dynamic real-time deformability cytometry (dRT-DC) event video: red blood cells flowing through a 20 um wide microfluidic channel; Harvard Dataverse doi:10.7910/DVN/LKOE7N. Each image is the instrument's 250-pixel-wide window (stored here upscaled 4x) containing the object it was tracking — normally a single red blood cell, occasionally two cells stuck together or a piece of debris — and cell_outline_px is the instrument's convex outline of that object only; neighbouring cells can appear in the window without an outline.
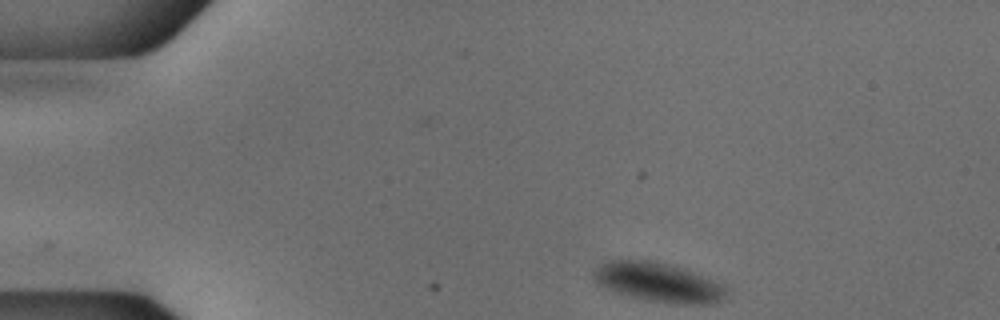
{"species": "common noctule bat (a hibernating species)", "species_latin": "Nyctalus noctula", "temperature_condition": "cold", "stored_images_in_passage": 2, "camera_frame_rate_fps": 3000, "um_per_image_px": 0.085, "animal": {"sex": "male", "body_mass_g": 18.8}, "frame": {"image": 1, "passage_image": 2, "time_ms": 0.333, "image_size_px": [1000, 320], "cell_outline_px": [[728, 296], [724, 300], [712, 304], [676, 304], [644, 300], [628, 296], [604, 288], [592, 276], [592, 272], [600, 264], [608, 260], [652, 260], [668, 264], [692, 272], [724, 284], [728, 288]], "centroid_in_image_um": [55.99, 24.02], "position_along_channel_um": 29.0, "area_um2": 30.63}}